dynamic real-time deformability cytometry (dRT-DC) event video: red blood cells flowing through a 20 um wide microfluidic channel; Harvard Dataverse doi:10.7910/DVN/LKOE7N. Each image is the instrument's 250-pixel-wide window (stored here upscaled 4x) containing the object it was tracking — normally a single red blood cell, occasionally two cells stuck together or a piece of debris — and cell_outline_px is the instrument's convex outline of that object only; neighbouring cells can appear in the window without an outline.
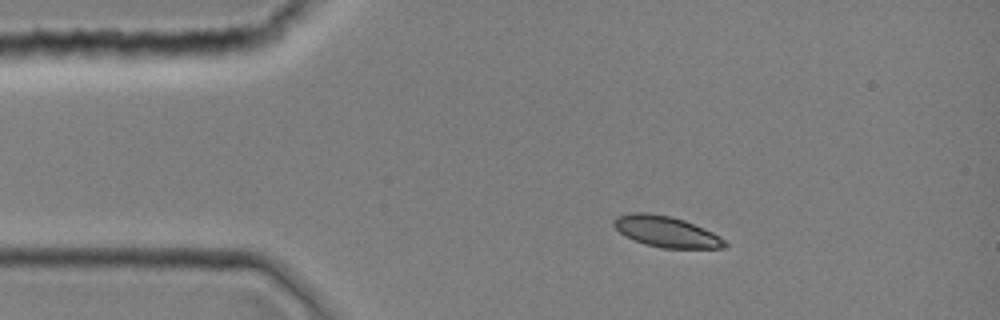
{"species": "common noctule bat (a hibernating species)", "species_latin": "Nyctalus noctula", "temperature_condition": "room temperature", "stored_images_in_passage": 11, "camera_frame_rate_fps": 3000, "um_per_image_px": 0.085, "animal": {"sex": "female", "body_mass_g": 19.0, "forearm_length_mm": 51.5}, "frame": {"image": 1, "passage_image": 7, "time_ms": 2.0, "image_size_px": [1000, 320], "cell_outline_px": [[728, 244], [724, 248], [660, 248], [644, 244], [620, 232], [612, 224], [612, 220], [616, 216], [628, 212], [648, 212], [672, 216], [684, 220], [712, 232], [720, 236]], "centroid_in_image_um": [56.61, 19.67], "position_along_channel_um": 28.4, "area_um2": 20.06}}